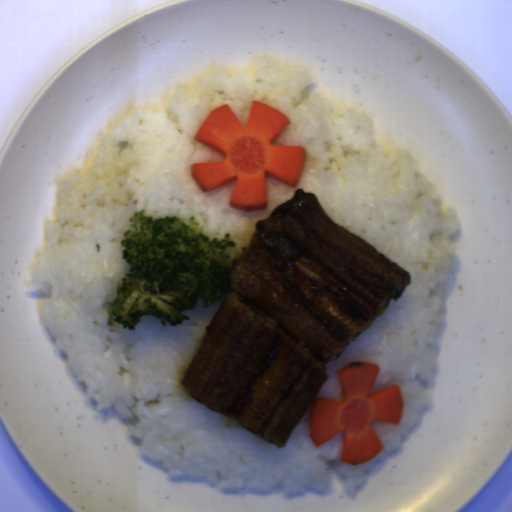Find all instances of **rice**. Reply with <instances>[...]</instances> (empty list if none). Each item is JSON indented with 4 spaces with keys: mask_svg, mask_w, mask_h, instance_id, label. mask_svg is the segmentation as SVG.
<instances>
[{
    "mask_svg": "<svg viewBox=\"0 0 512 512\" xmlns=\"http://www.w3.org/2000/svg\"><path fill=\"white\" fill-rule=\"evenodd\" d=\"M302 66L284 67L265 56L253 70L217 67L179 84L174 99L136 110L104 136L92 157L57 184L53 219L28 275L38 315L60 357L95 408L122 416L141 454L171 480H192L228 493H321L331 468L347 494H359L373 468L397 450L432 407L439 369L441 300L460 230L456 208L441 203L410 151L387 153L375 141L374 119L358 107L314 92ZM259 100L290 122L275 139L303 145L306 163L296 187L265 178L267 210L229 207L233 182L203 193L193 163L223 156L193 139L204 117L227 104L245 127ZM317 194L330 220L411 273L412 282L368 331L326 365L317 397L336 400L337 368L373 361L381 371L371 393L402 388L400 424L371 420L383 449L359 465L340 463L343 432L319 447L310 439L307 410L284 448L195 402L181 378L220 301L198 302L174 327L144 316L136 329L109 326L107 302L128 268L119 239L134 211L152 218L193 216L203 233H226L240 254L256 221L288 201L296 189Z\"/></svg>",
    "mask_w": 512,
    "mask_h": 512,
    "instance_id": "rice-1",
    "label": "rice"
}]
</instances>
